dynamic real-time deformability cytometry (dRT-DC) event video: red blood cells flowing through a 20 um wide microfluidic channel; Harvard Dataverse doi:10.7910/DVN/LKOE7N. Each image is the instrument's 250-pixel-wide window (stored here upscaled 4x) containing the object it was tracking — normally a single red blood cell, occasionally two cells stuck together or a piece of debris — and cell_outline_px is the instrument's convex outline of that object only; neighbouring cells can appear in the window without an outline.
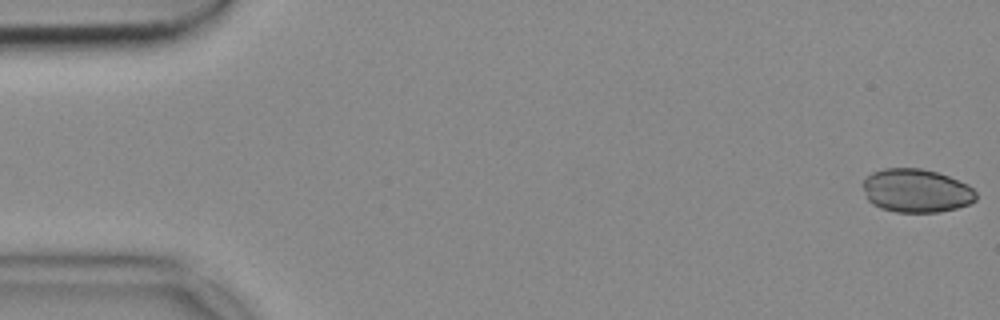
{"species": "common noctule bat (a hibernating species)", "species_latin": "Nyctalus noctula", "temperature_condition": "cold", "stored_images_in_passage": 52, "camera_frame_rate_fps": 3000, "um_per_image_px": 0.085, "animal": {"sex": "female", "body_mass_g": 18.4}, "frame": {"image": 1, "passage_image": 1, "time_ms": 0.0, "image_size_px": [1000, 320], "cell_outline_px": [[976, 200], [968, 204], [956, 208], [940, 212], [896, 212], [880, 208], [872, 204], [868, 200], [860, 184], [872, 172], [884, 168], [920, 168], [936, 172], [948, 176], [968, 184], [976, 192]], "centroid_in_image_um": [77.86, 16.21], "position_along_channel_um": 7.1, "area_um2": 28.84}}
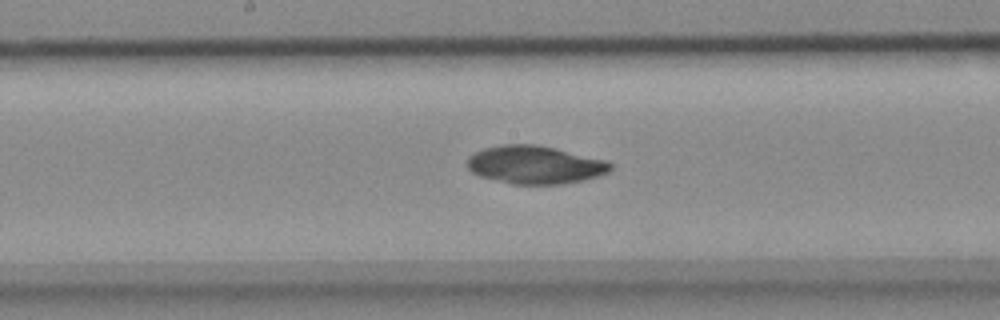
{"frame": {"image": 2, "passage_image": 27, "time_ms": 8.667, "image_size_px": [1000, 320], "cell_outline_px": [[612, 168], [608, 172], [584, 180], [560, 184], [512, 184], [480, 176], [472, 172], [468, 168], [468, 156], [484, 148], [504, 144], [536, 144], [556, 148], [604, 160], [612, 164]], "centroid_in_image_um": [45.46, 14.0], "position_along_channel_um": 202.7, "area_um2": 31.56}}
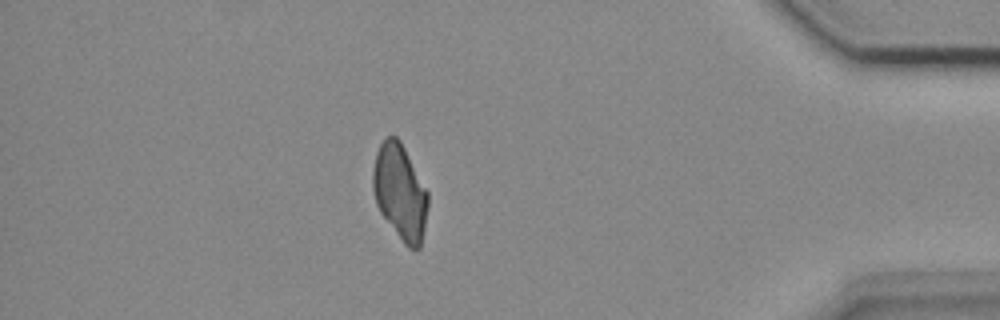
{"frame": {"image": 3, "passage_image": 46, "time_ms": 15.0, "image_size_px": [1000, 320], "cell_outline_px": [[428, 208], [420, 248], [408, 248], [404, 244], [380, 212], [376, 204], [372, 188], [372, 172], [376, 152], [380, 144], [388, 136], [396, 136], [400, 140], [428, 192]], "centroid_in_image_um": [33.99, 16.32], "position_along_channel_um": 401.2, "area_um2": 30.52}}